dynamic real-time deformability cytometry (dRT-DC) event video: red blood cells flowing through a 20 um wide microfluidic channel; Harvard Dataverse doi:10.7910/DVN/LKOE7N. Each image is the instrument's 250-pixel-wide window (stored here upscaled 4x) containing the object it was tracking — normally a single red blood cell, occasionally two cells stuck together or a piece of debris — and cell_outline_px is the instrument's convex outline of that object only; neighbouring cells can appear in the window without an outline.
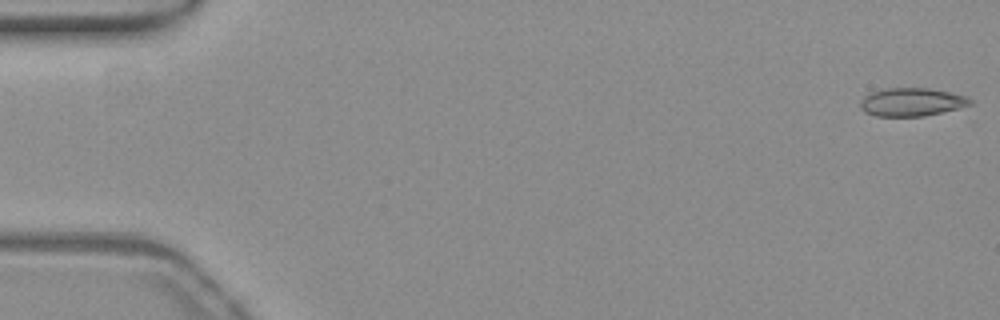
{"species": "common noctule bat (a hibernating species)", "species_latin": "Nyctalus noctula", "temperature_condition": "warm", "stored_images_in_passage": 30, "camera_frame_rate_fps": 3000, "um_per_image_px": 0.085, "animal": {"sex": "female", "body_mass_g": 19.3, "forearm_length_mm": 54.1}, "frame": {"image": 1, "passage_image": 1, "time_ms": 0.0, "image_size_px": [1000, 320], "cell_outline_px": [[972, 104], [960, 108], [924, 116], [876, 116], [864, 112], [860, 108], [860, 100], [864, 96], [872, 92], [884, 88], [928, 88], [968, 96], [972, 100]], "centroid_in_image_um": [77.48, 8.67], "position_along_channel_um": 7.5, "area_um2": 18.15}}
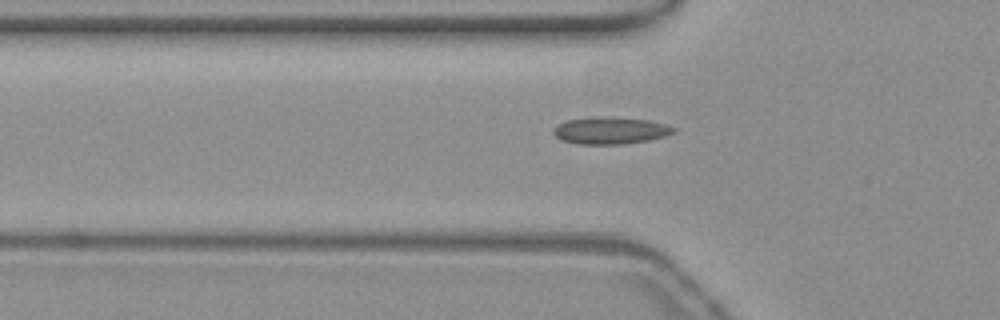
{"frame": {"image": 2, "passage_image": 18, "time_ms": 5.667, "image_size_px": [1000, 320], "cell_outline_px": [[676, 132], [664, 136], [648, 140], [620, 144], [576, 144], [560, 140], [552, 132], [556, 124], [568, 120], [588, 116], [612, 116], [648, 120], [664, 124], [676, 128]], "centroid_in_image_um": [51.83, 11.08], "position_along_channel_um": 74.0, "area_um2": 19.19}}
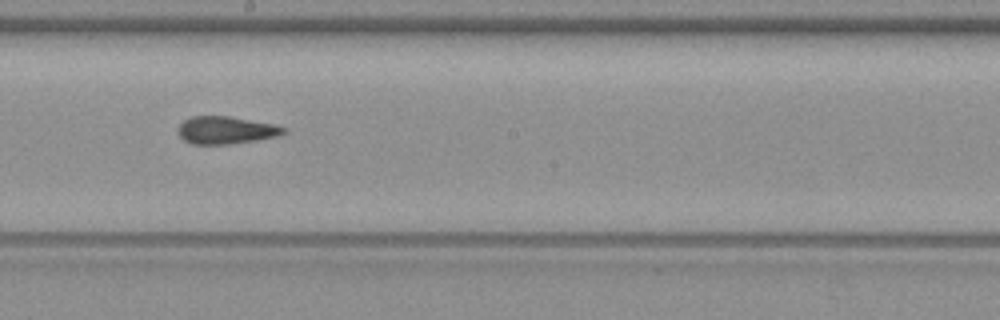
{"frame": {"image": 3, "passage_image": 30, "time_ms": 9.667, "image_size_px": [1000, 320], "cell_outline_px": [[288, 132], [280, 136], [256, 140], [228, 144], [192, 144], [184, 140], [180, 136], [176, 128], [184, 120], [192, 116], [228, 116], [276, 124], [288, 128]], "centroid_in_image_um": [19.25, 11.06], "position_along_channel_um": 229.0, "area_um2": 17.17}}